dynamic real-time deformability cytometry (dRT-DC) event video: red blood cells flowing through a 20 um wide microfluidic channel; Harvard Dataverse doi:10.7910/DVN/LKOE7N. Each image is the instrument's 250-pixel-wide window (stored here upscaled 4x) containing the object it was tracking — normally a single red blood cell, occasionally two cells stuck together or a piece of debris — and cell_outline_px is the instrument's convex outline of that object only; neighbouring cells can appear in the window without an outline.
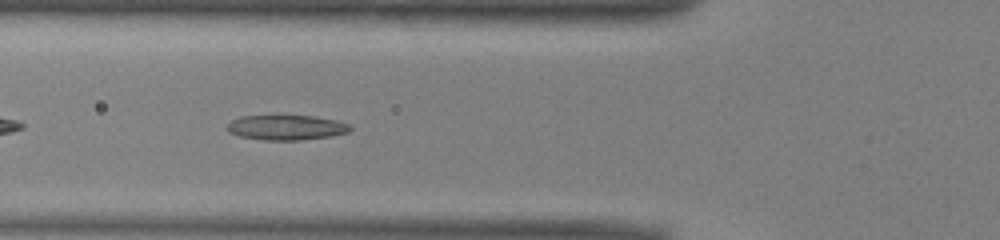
{"species": "common noctule bat (a hibernating species)", "species_latin": "Nyctalus noctula", "temperature_condition": "warm", "stored_images_in_passage": 38, "camera_frame_rate_fps": 3000, "um_per_image_px": 0.085, "animal": {"sex": "male", "body_mass_g": 13.0, "forearm_length_mm": 53.1}, "frame": {"image": 1, "passage_image": 5, "time_ms": 1.333, "image_size_px": [1000, 240], "cell_outline_px": [[352, 128], [348, 132], [332, 136], [300, 140], [264, 140], [240, 136], [228, 132], [228, 124], [232, 120], [240, 116], [312, 116], [336, 120], [352, 124]], "centroid_in_image_um": [24.38, 10.84], "position_along_channel_um": 101.4, "area_um2": 17.86}}
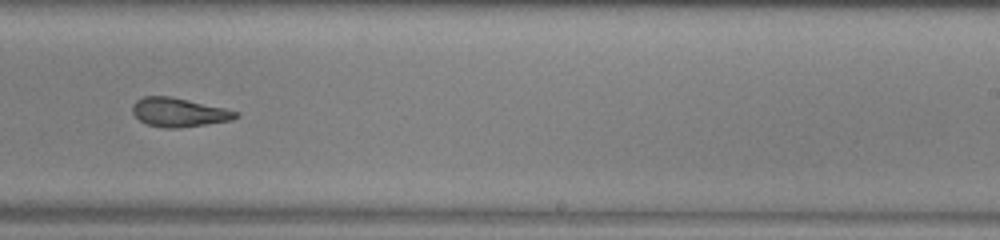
{"frame": {"image": 2, "passage_image": 18, "time_ms": 5.667, "image_size_px": [1000, 240], "cell_outline_px": [[240, 116], [232, 120], [180, 128], [164, 128], [148, 124], [140, 120], [132, 112], [132, 104], [136, 100], [144, 96], [168, 96], [188, 100], [224, 108], [240, 112]], "centroid_in_image_um": [15.21, 9.55], "position_along_channel_um": 273.8, "area_um2": 17.34}}
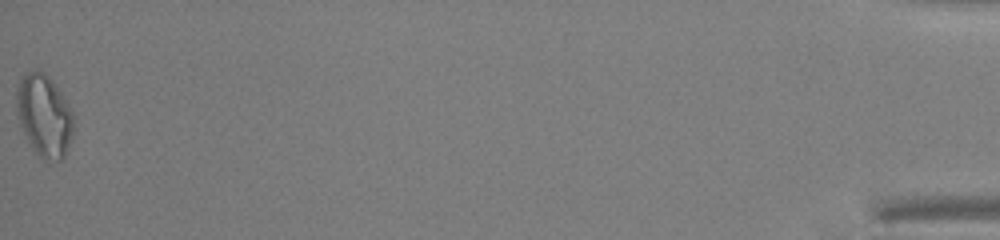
{"frame": {"image": 3, "passage_image": 38, "time_ms": 12.333, "image_size_px": [1000, 240], "cell_outline_px": [[72, 140], [64, 156], [60, 160], [56, 160], [36, 156], [20, 124], [16, 108], [16, 88], [24, 72], [36, 68], [44, 72], [52, 80], [60, 92], [72, 112]], "centroid_in_image_um": [3.73, 9.79], "position_along_channel_um": 431.5, "area_um2": 27.17}, "authors_computed_cell_mechanics": {"area_um2": 18.6405, "velocity_mm_per_s": 3.9822, "shape_relaxation_time_tau1_ms": null, "shape_relaxation_time_tau2_ms": 3.6556, "deformation_change_tau1": null, "deformation_change_tau2": 0.1344}}